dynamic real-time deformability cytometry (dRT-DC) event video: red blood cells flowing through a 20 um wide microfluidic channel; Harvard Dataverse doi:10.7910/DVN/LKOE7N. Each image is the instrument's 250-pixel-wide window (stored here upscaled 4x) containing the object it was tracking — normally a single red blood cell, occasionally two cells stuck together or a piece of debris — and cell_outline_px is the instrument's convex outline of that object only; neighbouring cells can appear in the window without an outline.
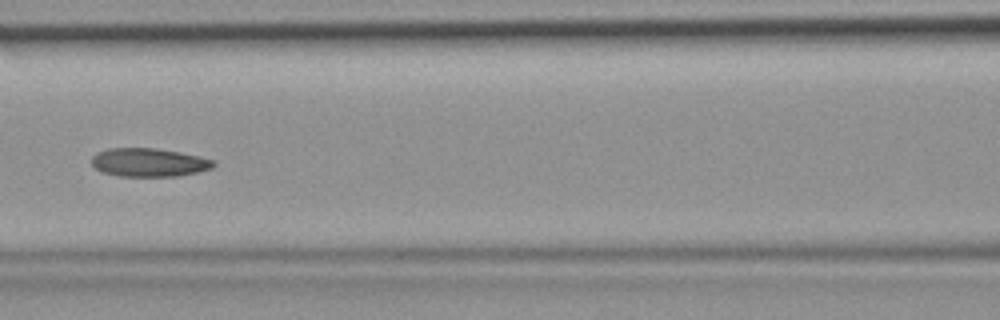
{"species": "common noctule bat (a hibernating species)", "species_latin": "Nyctalus noctula", "temperature_condition": "room temperature", "stored_images_in_passage": 45, "camera_frame_rate_fps": 3000, "um_per_image_px": 0.085, "animal": {"sex": "female", "body_mass_g": 19.9}, "frame": {"image": 1, "passage_image": 20, "time_ms": 6.333, "image_size_px": [1000, 320], "cell_outline_px": [[216, 164], [212, 168], [196, 172], [176, 176], [120, 176], [100, 172], [92, 164], [92, 156], [96, 152], [108, 148], [156, 148], [180, 152], [200, 156], [212, 160]], "centroid_in_image_um": [12.63, 13.8], "position_along_channel_um": 154.0, "area_um2": 20.23}}